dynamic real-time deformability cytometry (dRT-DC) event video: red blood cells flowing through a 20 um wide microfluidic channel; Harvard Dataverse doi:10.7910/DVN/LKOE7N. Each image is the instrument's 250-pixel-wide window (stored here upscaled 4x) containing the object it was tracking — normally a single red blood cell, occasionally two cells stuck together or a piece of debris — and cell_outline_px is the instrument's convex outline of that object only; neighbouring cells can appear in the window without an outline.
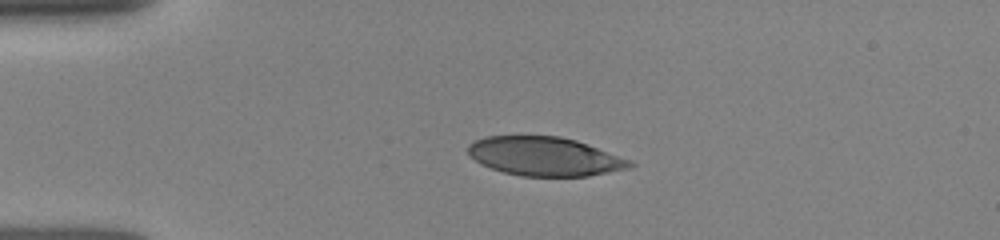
{"species": "human", "species_latin": "Homo sapiens", "temperature_condition": "room temperature", "stored_images_in_passage": 16, "camera_frame_rate_fps": 3000, "um_per_image_px": 0.085, "donor": {"sex": "female"}, "frame": {"image": 1, "passage_image": 1, "time_ms": 0.0, "image_size_px": [1000, 240], "cell_outline_px": [[636, 164], [632, 168], [588, 176], [520, 176], [504, 172], [480, 164], [468, 152], [468, 144], [484, 136], [560, 136], [576, 140], [632, 160]], "centroid_in_image_um": [46.34, 13.3], "position_along_channel_um": 38.7, "area_um2": 36.7}}
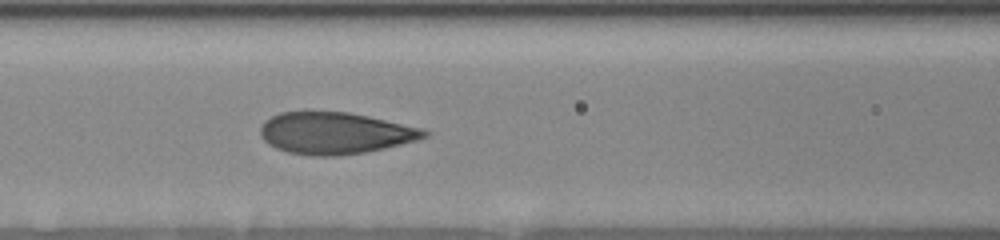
{"frame": {"image": 2, "passage_image": 10, "time_ms": 3.333, "image_size_px": [1000, 240], "cell_outline_px": [[432, 132], [428, 136], [416, 140], [384, 148], [364, 152], [336, 156], [312, 156], [288, 152], [276, 148], [268, 144], [260, 136], [260, 128], [264, 120], [280, 112], [308, 108], [348, 112], [368, 116], [420, 128]], "centroid_in_image_um": [28.4, 11.27], "position_along_channel_um": 138.2, "area_um2": 40.63}}
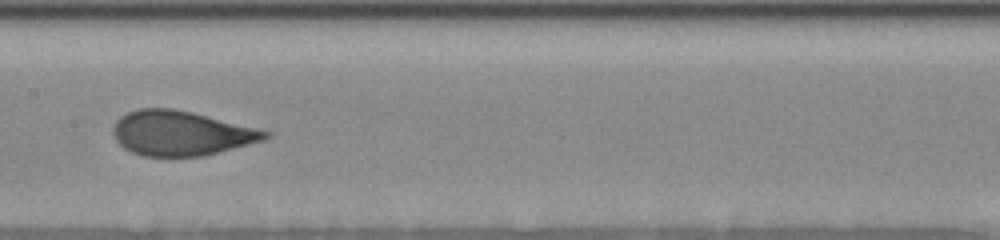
{"frame": {"image": 3, "passage_image": 14, "time_ms": 4.667, "image_size_px": [1000, 240], "cell_outline_px": [[272, 136], [264, 140], [204, 156], [144, 156], [132, 152], [124, 148], [116, 140], [112, 132], [112, 128], [116, 120], [120, 116], [128, 112], [140, 108], [172, 108], [192, 112], [272, 132]], "centroid_in_image_um": [15.38, 11.32], "position_along_channel_um": 192.0, "area_um2": 39.54}}